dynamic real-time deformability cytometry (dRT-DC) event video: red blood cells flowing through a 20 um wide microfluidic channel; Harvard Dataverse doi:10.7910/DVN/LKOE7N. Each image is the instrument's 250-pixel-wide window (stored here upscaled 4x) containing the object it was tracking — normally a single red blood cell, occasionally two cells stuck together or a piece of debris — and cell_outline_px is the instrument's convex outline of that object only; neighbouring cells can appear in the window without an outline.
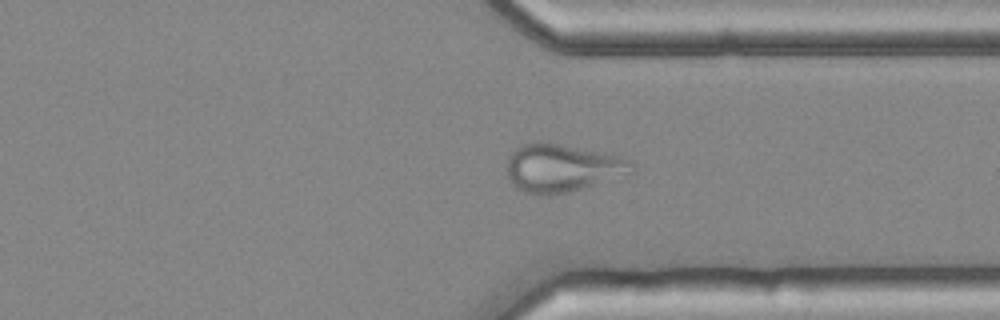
{"species": "common noctule bat (a hibernating species)", "species_latin": "Nyctalus noctula", "temperature_condition": "cold", "stored_images_in_passage": 55, "camera_frame_rate_fps": 3000, "um_per_image_px": 0.085, "animal": {"sex": "female", "body_mass_g": 25.1}, "frame": {"image": 1, "passage_image": 42, "time_ms": 13.667, "image_size_px": [1000, 320], "cell_outline_px": [[636, 172], [568, 192], [548, 196], [540, 196], [524, 192], [516, 188], [512, 184], [508, 176], [508, 156], [516, 148], [524, 144], [544, 140], [604, 152], [636, 160]], "centroid_in_image_um": [47.84, 14.26], "position_along_channel_um": 363.6, "area_um2": 35.66}}
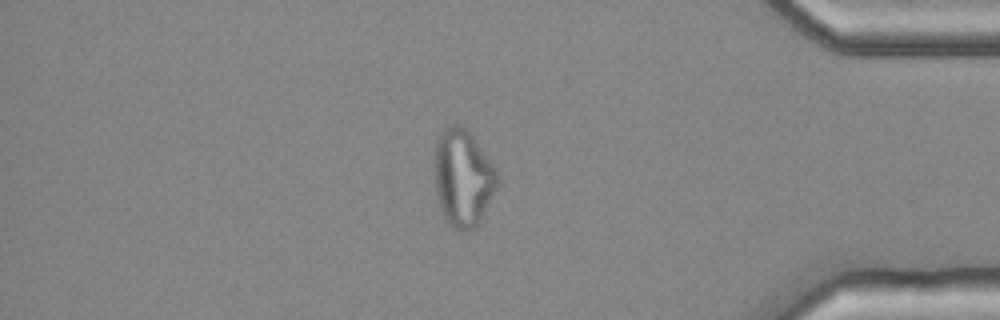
{"frame": {"image": 2, "passage_image": 47, "time_ms": 15.333, "image_size_px": [1000, 320], "cell_outline_px": [[500, 180], [480, 220], [468, 232], [456, 232], [444, 216], [440, 208], [436, 192], [436, 140], [444, 128], [452, 124], [460, 124], [472, 132], [496, 168], [500, 176]], "centroid_in_image_um": [39.38, 15.09], "position_along_channel_um": 395.8, "area_um2": 35.66}}